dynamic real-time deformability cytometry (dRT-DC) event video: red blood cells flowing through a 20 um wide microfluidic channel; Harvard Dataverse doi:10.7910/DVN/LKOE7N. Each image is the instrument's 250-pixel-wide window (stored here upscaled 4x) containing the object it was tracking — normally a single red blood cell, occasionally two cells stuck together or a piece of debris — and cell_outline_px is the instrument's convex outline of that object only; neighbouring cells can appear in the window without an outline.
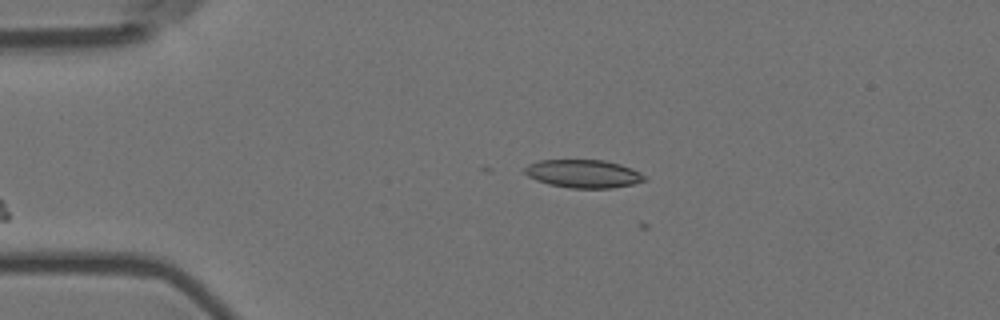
{"species": "Egyptian fruit bat (a non-hibernating species)", "species_latin": "Rousettus aegyptiacus", "temperature_condition": "room temperature", "stored_images_in_passage": 4, "camera_frame_rate_fps": 3000, "um_per_image_px": 0.085, "animal": {"sex": "female"}, "frame": {"image": 1, "passage_image": 4, "time_ms": 1.0, "image_size_px": [1000, 320], "cell_outline_px": [[648, 180], [632, 184], [612, 188], [568, 188], [548, 184], [536, 180], [528, 176], [524, 172], [524, 168], [528, 164], [540, 160], [604, 160], [620, 164], [632, 168], [640, 172]], "centroid_in_image_um": [49.58, 14.77], "position_along_channel_um": 35.4, "area_um2": 19.71}}